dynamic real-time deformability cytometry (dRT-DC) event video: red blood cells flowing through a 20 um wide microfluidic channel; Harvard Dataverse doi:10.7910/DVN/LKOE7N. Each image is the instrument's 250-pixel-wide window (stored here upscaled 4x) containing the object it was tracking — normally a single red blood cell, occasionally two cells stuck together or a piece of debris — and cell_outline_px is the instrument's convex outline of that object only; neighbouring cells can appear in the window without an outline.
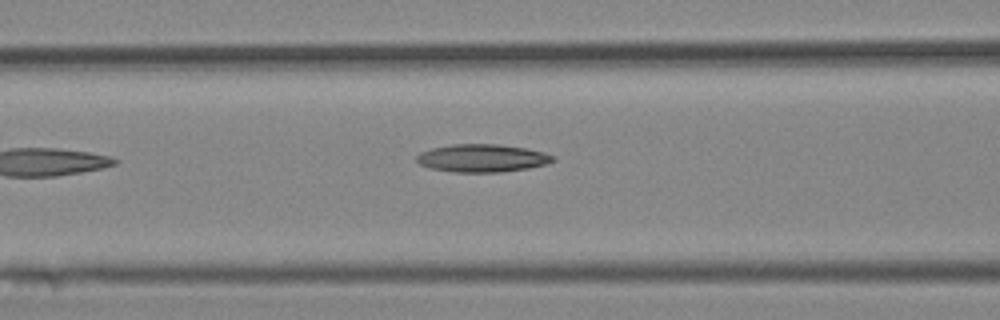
{"species": "Egyptian fruit bat (a non-hibernating species)", "species_latin": "Rousettus aegyptiacus", "temperature_condition": "cold", "stored_images_in_passage": 7, "camera_frame_rate_fps": 3000, "um_per_image_px": 0.085, "animal": {"sex": "female"}, "frame": {"image": 1, "passage_image": 7, "time_ms": 7.0, "image_size_px": [1000, 320], "cell_outline_px": [[556, 160], [544, 164], [528, 168], [500, 172], [452, 172], [428, 168], [420, 164], [416, 160], [416, 156], [420, 152], [432, 148], [452, 144], [500, 144], [528, 148], [544, 152], [556, 156]], "centroid_in_image_um": [40.99, 13.43], "position_along_channel_um": 125.6, "area_um2": 22.31}}